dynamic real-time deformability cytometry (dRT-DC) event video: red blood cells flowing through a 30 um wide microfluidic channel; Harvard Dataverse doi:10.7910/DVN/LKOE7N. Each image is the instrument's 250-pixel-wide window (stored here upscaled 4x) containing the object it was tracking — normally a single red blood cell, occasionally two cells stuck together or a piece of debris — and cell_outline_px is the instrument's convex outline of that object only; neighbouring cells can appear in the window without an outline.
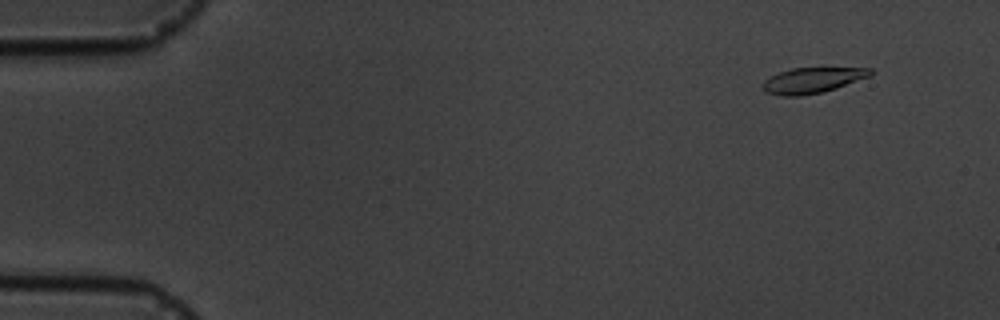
{"species": "common noctule bat (a hibernating species)", "species_latin": "Nyctalus noctula", "temperature_condition": "cold", "stored_images_in_passage": 17, "camera_frame_rate_fps": 3000, "um_per_image_px": 0.085, "animal": {"sex": "male", "body_mass_g": 19.5, "forearm_length_mm": 54.6}, "frame": {"image": 1, "passage_image": 2, "time_ms": 1.0, "image_size_px": [1000, 320], "cell_outline_px": [[872, 76], [836, 88], [820, 92], [800, 96], [784, 96], [764, 92], [760, 88], [760, 84], [764, 80], [780, 72], [792, 68], [872, 68]], "centroid_in_image_um": [69.02, 6.83], "position_along_channel_um": 16.0, "area_um2": 16.07}}
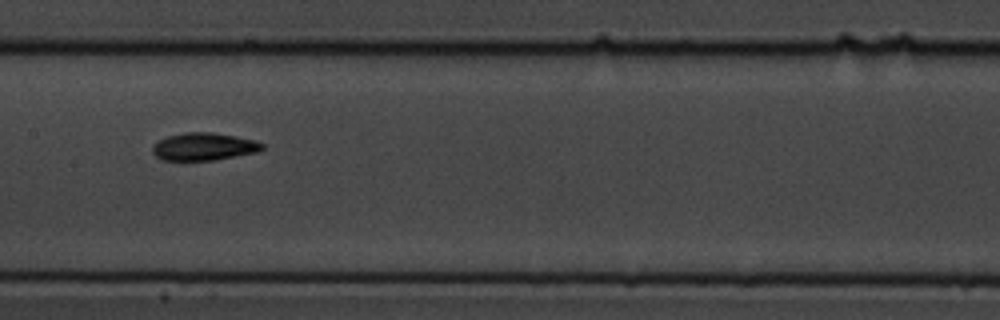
{"frame": {"image": 2, "passage_image": 9, "time_ms": 9.0, "image_size_px": [1000, 320], "cell_outline_px": [[264, 148], [256, 152], [236, 156], [212, 160], [164, 160], [156, 156], [152, 152], [152, 144], [168, 136], [184, 132], [212, 132], [236, 136], [256, 140], [264, 144]], "centroid_in_image_um": [17.33, 12.45], "position_along_channel_um": 190.1, "area_um2": 17.63}}
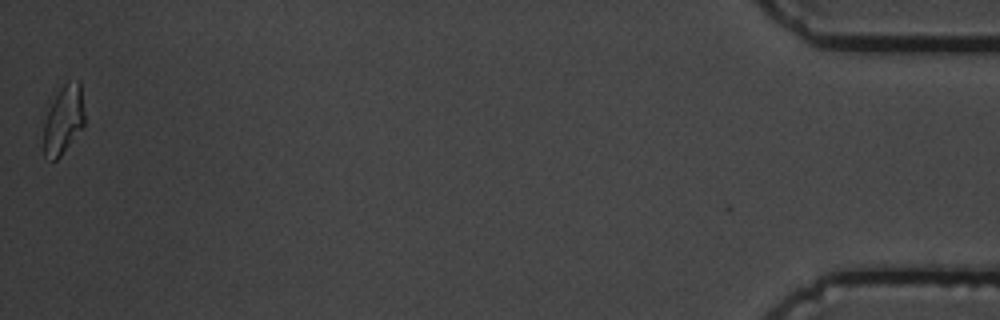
{"frame": {"image": 3, "passage_image": 17, "time_ms": 18.333, "image_size_px": [1000, 320], "cell_outline_px": [[84, 128], [60, 156], [56, 160], [52, 160], [44, 156], [44, 124], [48, 112], [60, 88], [68, 80], [80, 80], [84, 112]], "centroid_in_image_um": [5.43, 10.19], "position_along_channel_um": 429.8, "area_um2": 16.3}, "authors_computed_cell_mechanics": {"area_um2": 16.7042, "velocity_mm_per_s": 3.5536, "shape_relaxation_time_tau1_ms": 4.3534, "shape_relaxation_time_tau2_ms": null, "deformation_change_tau1": 0.1224, "deformation_change_tau2": null}}